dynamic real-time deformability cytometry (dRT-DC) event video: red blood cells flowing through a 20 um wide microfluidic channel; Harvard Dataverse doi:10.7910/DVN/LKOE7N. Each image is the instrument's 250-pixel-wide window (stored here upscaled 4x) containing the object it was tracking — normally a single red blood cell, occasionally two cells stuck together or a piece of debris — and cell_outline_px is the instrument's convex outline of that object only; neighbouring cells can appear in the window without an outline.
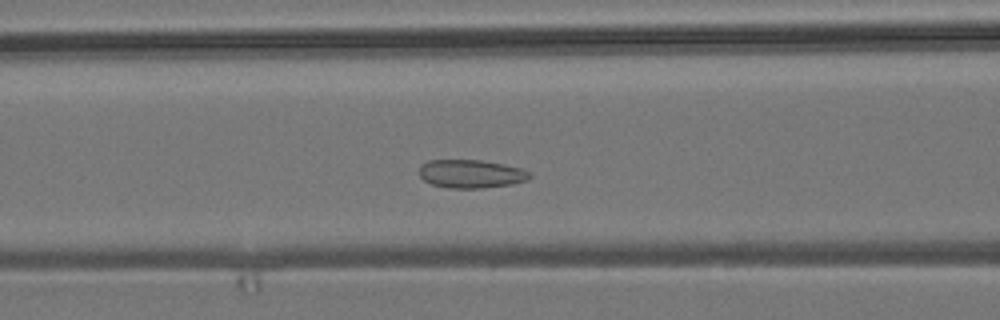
{"species": "common noctule bat (a hibernating species)", "species_latin": "Nyctalus noctula", "temperature_condition": "room temperature", "stored_images_in_passage": 45, "camera_frame_rate_fps": 3000, "um_per_image_px": 0.085, "animal": {"sex": "male", "body_mass_g": 19.2, "forearm_length_mm": 51.8}, "frame": {"image": 1, "passage_image": 17, "time_ms": 5.333, "image_size_px": [1000, 320], "cell_outline_px": [[532, 176], [528, 180], [512, 184], [480, 188], [448, 188], [432, 184], [424, 180], [420, 176], [420, 164], [428, 160], [480, 160], [504, 164], [520, 168], [532, 172]], "centroid_in_image_um": [40.06, 14.77], "position_along_channel_um": 126.5, "area_um2": 18.32}}
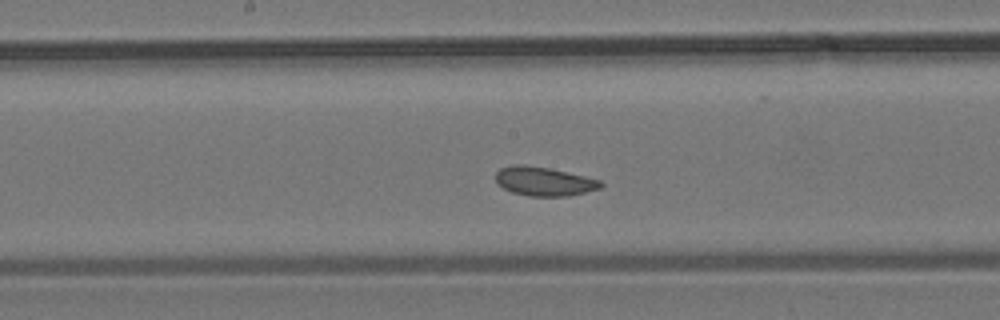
{"frame": {"image": 2, "passage_image": 23, "time_ms": 7.333, "image_size_px": [1000, 320], "cell_outline_px": [[604, 184], [600, 188], [568, 196], [528, 196], [512, 192], [496, 184], [496, 172], [500, 168], [512, 164], [524, 164], [548, 168], [584, 176], [600, 180]], "centroid_in_image_um": [46.2, 15.41], "position_along_channel_um": 202.0, "area_um2": 17.69}}
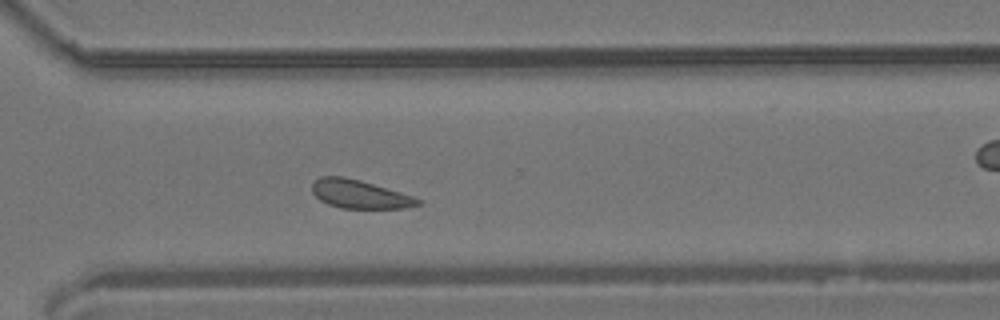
{"frame": {"image": 3, "passage_image": 34, "time_ms": 11.0, "image_size_px": [1000, 320], "cell_outline_px": [[420, 204], [404, 208], [340, 208], [328, 204], [320, 200], [312, 192], [312, 184], [320, 176], [344, 176], [360, 180], [400, 192], [412, 196], [420, 200]], "centroid_in_image_um": [30.52, 16.5], "position_along_channel_um": 340.1, "area_um2": 17.34}, "authors_computed_cell_mechanics": {"area_um2": 18.5538, "velocity_mm_per_s": 3.7717, "shape_relaxation_time_tau1_ms": null, "shape_relaxation_time_tau2_ms": 0.8062, "deformation_change_tau1": null, "deformation_change_tau2": 0.065}}